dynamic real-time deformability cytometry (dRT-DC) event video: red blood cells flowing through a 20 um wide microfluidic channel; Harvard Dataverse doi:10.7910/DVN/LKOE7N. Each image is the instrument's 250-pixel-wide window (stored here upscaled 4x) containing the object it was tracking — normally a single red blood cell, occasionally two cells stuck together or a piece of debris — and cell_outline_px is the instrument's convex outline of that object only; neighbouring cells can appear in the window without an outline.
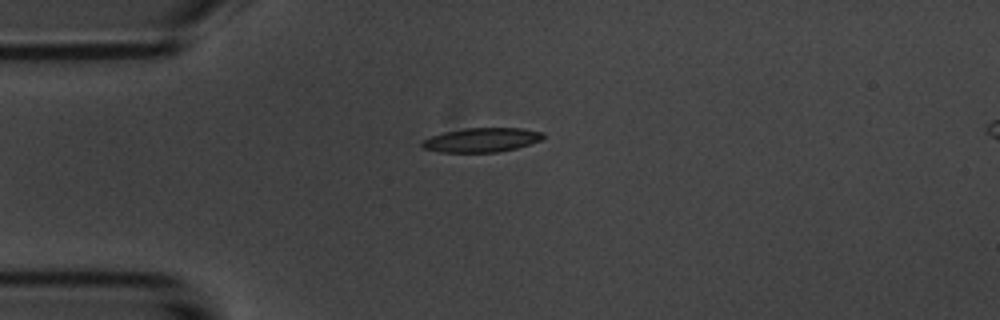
{"species": "common noctule bat (a hibernating species)", "species_latin": "Nyctalus noctula", "temperature_condition": "room temperature", "stored_images_in_passage": 2, "camera_frame_rate_fps": 3000, "um_per_image_px": 0.085, "animal": {"sex": "male", "body_mass_g": 20.1, "forearm_length_mm": 53.5}, "frame": {"image": 1, "passage_image": 1, "time_ms": 0.0, "image_size_px": [1000, 320], "cell_outline_px": [[544, 136], [540, 140], [516, 148], [496, 152], [440, 152], [424, 148], [420, 144], [420, 140], [444, 132], [464, 128], [520, 128], [544, 132]], "centroid_in_image_um": [40.9, 11.89], "position_along_channel_um": 44.1, "area_um2": 16.99}}
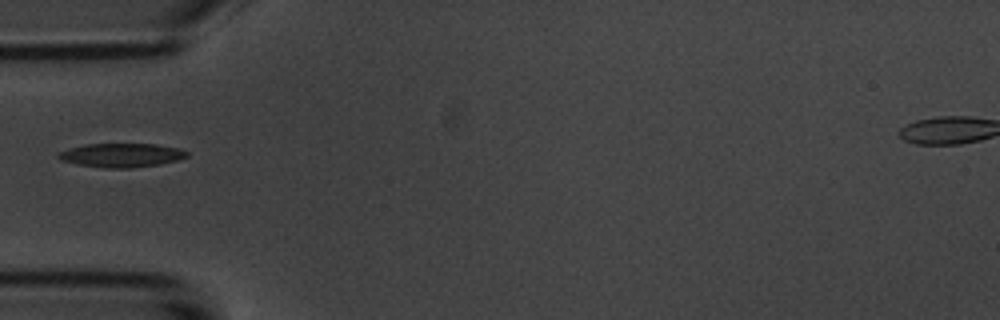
{"frame": {"image": 2, "passage_image": 2, "time_ms": 1.333, "image_size_px": [1000, 320], "cell_outline_px": [[188, 156], [176, 160], [160, 164], [128, 168], [104, 168], [80, 164], [60, 160], [56, 156], [60, 152], [68, 148], [84, 144], [156, 144], [180, 148], [188, 152]], "centroid_in_image_um": [10.32, 13.18], "position_along_channel_um": 74.7, "area_um2": 17.8}}